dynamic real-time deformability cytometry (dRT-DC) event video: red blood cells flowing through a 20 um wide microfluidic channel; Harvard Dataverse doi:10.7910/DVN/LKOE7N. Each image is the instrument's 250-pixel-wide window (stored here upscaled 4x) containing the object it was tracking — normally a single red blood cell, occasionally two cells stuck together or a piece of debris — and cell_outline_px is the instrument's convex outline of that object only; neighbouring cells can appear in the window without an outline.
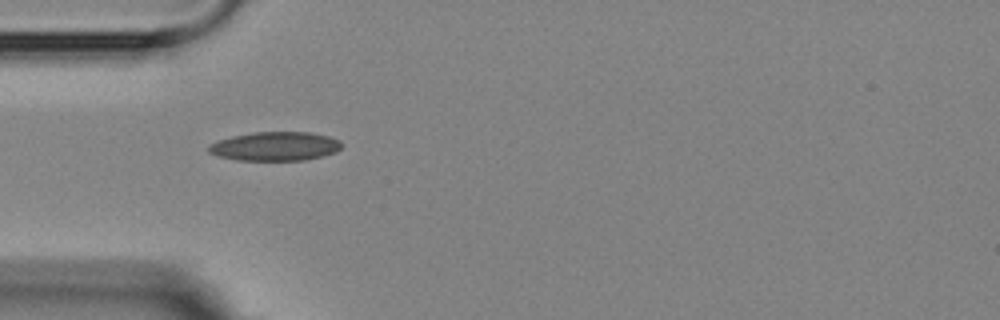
{"species": "Egyptian fruit bat (a non-hibernating species)", "species_latin": "Rousettus aegyptiacus", "temperature_condition": "room temperature", "stored_images_in_passage": 1, "camera_frame_rate_fps": 3000, "um_per_image_px": 0.085, "animal": {"sex": "female"}, "frame": {"image": 1, "passage_image": 1, "time_ms": 0.0, "image_size_px": [1000, 320], "cell_outline_px": [[344, 144], [336, 152], [304, 160], [236, 160], [220, 156], [208, 152], [208, 144], [232, 136], [252, 132], [312, 132], [328, 136], [340, 140]], "centroid_in_image_um": [23.4, 12.42], "position_along_channel_um": 61.6, "area_um2": 22.43}}